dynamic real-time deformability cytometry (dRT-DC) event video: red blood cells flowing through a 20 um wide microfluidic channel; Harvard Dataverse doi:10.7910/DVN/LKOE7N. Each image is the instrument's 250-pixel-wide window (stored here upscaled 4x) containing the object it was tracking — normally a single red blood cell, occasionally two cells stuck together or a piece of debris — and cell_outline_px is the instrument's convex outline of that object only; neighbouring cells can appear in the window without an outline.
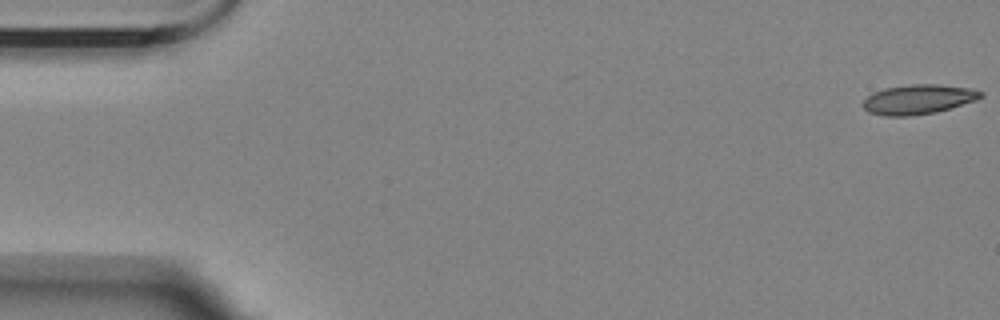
{"species": "Egyptian fruit bat (a non-hibernating species)", "species_latin": "Rousettus aegyptiacus", "temperature_condition": "room temperature", "stored_images_in_passage": 14, "camera_frame_rate_fps": 3000, "um_per_image_px": 0.085, "animal": {"sex": "female"}, "frame": {"image": 1, "passage_image": 1, "time_ms": 0.0, "image_size_px": [1000, 320], "cell_outline_px": [[984, 96], [976, 100], [936, 112], [908, 116], [884, 116], [868, 112], [860, 104], [872, 92], [884, 88], [912, 84], [936, 84], [972, 88], [984, 92]], "centroid_in_image_um": [78.04, 8.44], "position_along_channel_um": 7.0, "area_um2": 20.46}}